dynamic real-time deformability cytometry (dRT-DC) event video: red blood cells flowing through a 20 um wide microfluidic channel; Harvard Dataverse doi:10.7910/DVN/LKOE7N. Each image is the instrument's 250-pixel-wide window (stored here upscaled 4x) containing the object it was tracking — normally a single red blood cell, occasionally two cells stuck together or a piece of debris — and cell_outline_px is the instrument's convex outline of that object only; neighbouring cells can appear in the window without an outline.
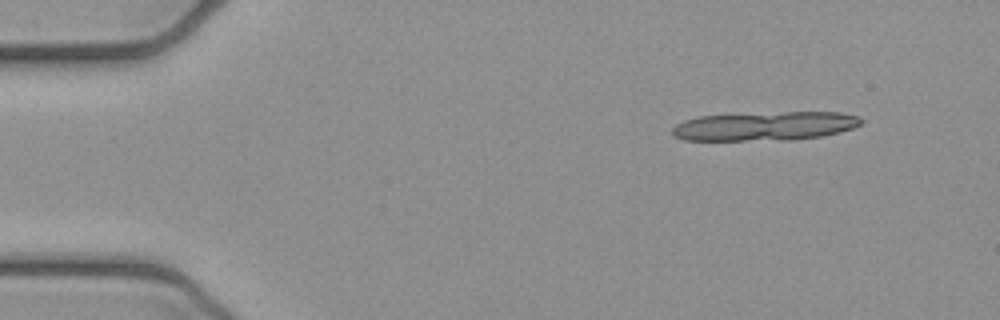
{"species": "common noctule bat (a hibernating species)", "species_latin": "Nyctalus noctula", "temperature_condition": "cold", "stored_images_in_passage": 4, "camera_frame_rate_fps": 3000, "um_per_image_px": 0.085, "animal": {"sex": "female", "body_mass_g": 21.9}, "frame": {"image": 1, "passage_image": 2, "time_ms": 0.333, "image_size_px": [1000, 320], "cell_outline_px": [[864, 120], [860, 124], [852, 128], [824, 136], [792, 140], [684, 140], [672, 136], [672, 128], [676, 124], [684, 120], [700, 116], [784, 112], [840, 112], [856, 116]], "centroid_in_image_um": [65.01, 10.73], "position_along_channel_um": 20.0, "area_um2": 31.79}}